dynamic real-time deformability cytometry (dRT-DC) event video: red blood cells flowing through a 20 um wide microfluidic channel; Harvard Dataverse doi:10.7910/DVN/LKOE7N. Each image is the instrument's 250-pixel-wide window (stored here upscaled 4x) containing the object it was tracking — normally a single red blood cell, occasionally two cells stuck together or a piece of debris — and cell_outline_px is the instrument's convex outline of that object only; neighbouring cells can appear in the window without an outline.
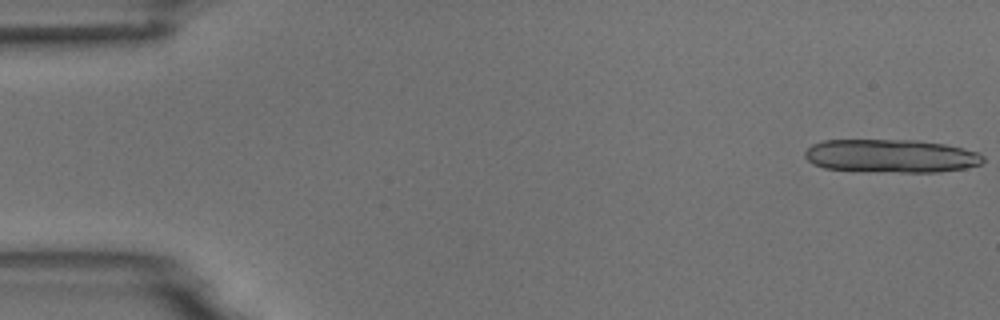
{"species": "common noctule bat (a hibernating species)", "species_latin": "Nyctalus noctula", "temperature_condition": "room temperature", "stored_images_in_passage": 7, "camera_frame_rate_fps": 3000, "um_per_image_px": 0.085, "animal": {"sex": "male", "body_mass_g": 18.8}, "frame": {"image": 1, "passage_image": 1, "time_ms": 0.0, "image_size_px": [1000, 320], "cell_outline_px": [[984, 160], [980, 164], [964, 168], [940, 172], [900, 172], [824, 168], [812, 164], [804, 156], [804, 152], [812, 144], [824, 140], [916, 140], [944, 144], [980, 152], [984, 156]], "centroid_in_image_um": [75.75, 13.25], "position_along_channel_um": 9.3, "area_um2": 34.45}}
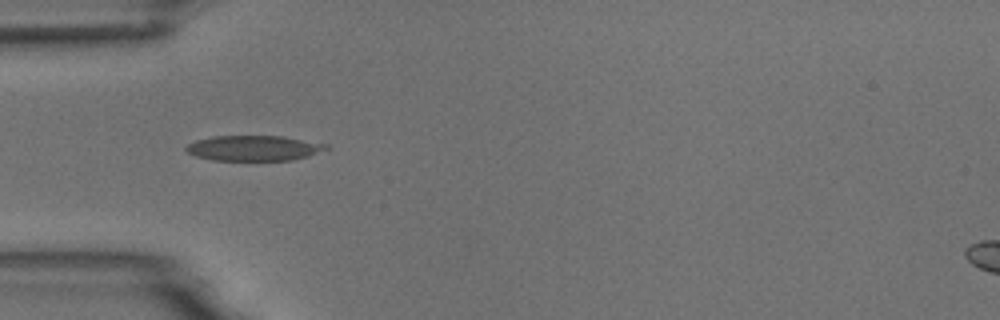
{"frame": {"image": 2, "passage_image": 5, "time_ms": 5.333, "image_size_px": [1000, 320], "cell_outline_px": [[332, 148], [308, 156], [292, 160], [212, 160], [196, 156], [188, 152], [184, 148], [188, 144], [196, 140], [212, 136], [280, 136], [328, 144]], "centroid_in_image_um": [21.6, 12.59], "position_along_channel_um": 63.4, "area_um2": 20.63}}